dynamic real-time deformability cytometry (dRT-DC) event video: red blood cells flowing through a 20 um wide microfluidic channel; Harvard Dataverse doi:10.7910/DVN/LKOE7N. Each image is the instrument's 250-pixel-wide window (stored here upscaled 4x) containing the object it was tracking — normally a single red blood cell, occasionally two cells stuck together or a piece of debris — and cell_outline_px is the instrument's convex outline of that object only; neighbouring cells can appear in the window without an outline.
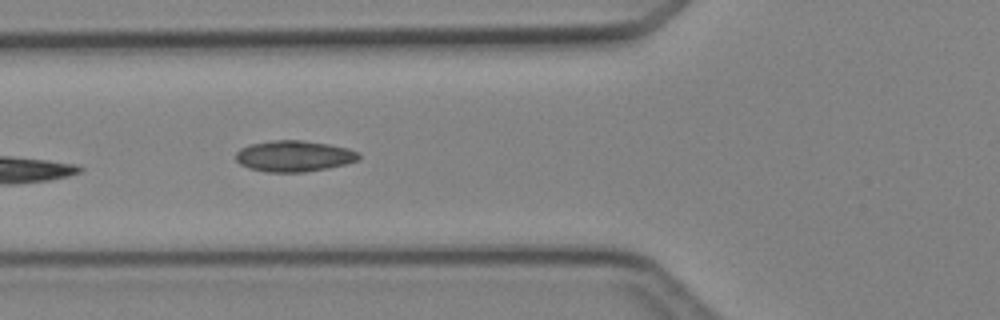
{"species": "Egyptian fruit bat (a non-hibernating species)", "species_latin": "Rousettus aegyptiacus", "temperature_condition": "cold", "stored_images_in_passage": 4, "camera_frame_rate_fps": 3000, "um_per_image_px": 0.085, "animal": {"sex": "female"}, "frame": {"image": 1, "passage_image": 4, "time_ms": 3.667, "image_size_px": [1000, 320], "cell_outline_px": [[360, 160], [328, 168], [304, 172], [264, 172], [248, 168], [240, 164], [236, 160], [236, 152], [240, 148], [248, 144], [276, 140], [300, 140], [328, 144], [348, 148], [356, 152], [360, 156]], "centroid_in_image_um": [24.96, 13.27], "position_along_channel_um": 100.8, "area_um2": 22.31}}